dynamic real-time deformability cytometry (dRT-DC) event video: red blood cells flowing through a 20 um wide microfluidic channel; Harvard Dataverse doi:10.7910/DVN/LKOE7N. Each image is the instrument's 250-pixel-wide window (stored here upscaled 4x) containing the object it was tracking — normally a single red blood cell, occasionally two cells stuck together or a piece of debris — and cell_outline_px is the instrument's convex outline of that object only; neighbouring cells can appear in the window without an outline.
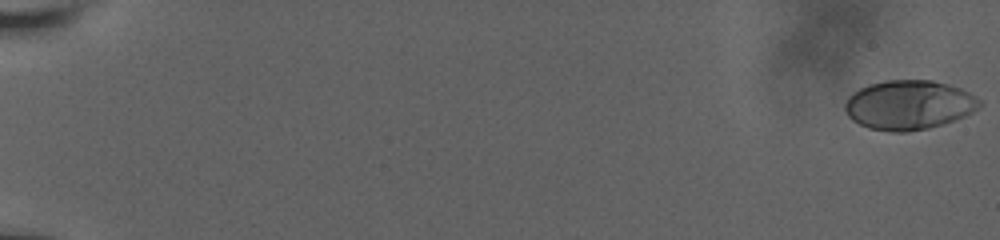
{"species": "human", "species_latin": "Homo sapiens", "temperature_condition": "room temperature", "stored_images_in_passage": 59, "camera_frame_rate_fps": 3000, "um_per_image_px": 0.085, "donor": {"sex": "male"}, "frame": {"image": 1, "passage_image": 1, "time_ms": 0.0, "image_size_px": [1000, 240], "cell_outline_px": [[984, 104], [980, 108], [964, 116], [928, 128], [908, 132], [888, 132], [868, 128], [852, 120], [848, 116], [844, 108], [844, 104], [848, 96], [852, 92], [868, 84], [884, 80], [932, 80], [948, 84], [960, 88], [968, 92], [980, 100]], "centroid_in_image_um": [77.23, 8.91], "position_along_channel_um": 7.8, "area_um2": 38.96}}
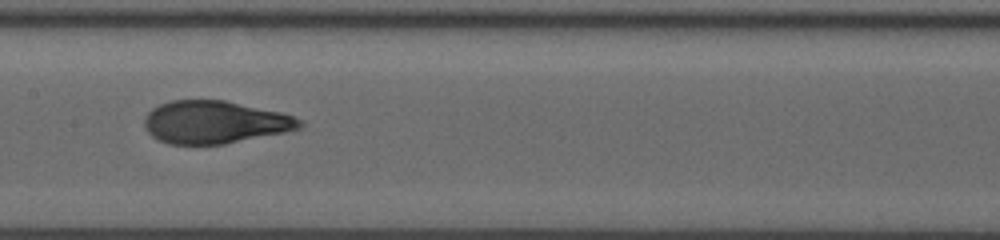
{"frame": {"image": 2, "passage_image": 33, "time_ms": 10.667, "image_size_px": [1000, 240], "cell_outline_px": [[304, 124], [300, 128], [284, 132], [224, 144], [168, 144], [152, 136], [144, 128], [144, 116], [152, 108], [160, 104], [172, 100], [224, 100], [280, 112], [292, 116], [300, 120]], "centroid_in_image_um": [18.21, 10.38], "position_along_channel_um": 189.2, "area_um2": 38.44}}
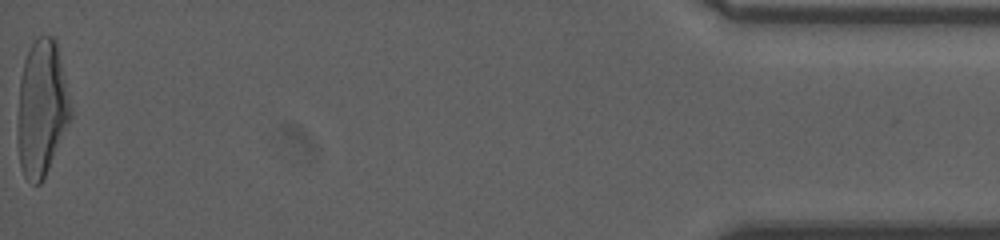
{"frame": {"image": 3, "passage_image": 59, "time_ms": 19.333, "image_size_px": [1000, 240], "cell_outline_px": [[72, 116], [48, 168], [40, 184], [32, 184], [24, 176], [20, 164], [16, 136], [20, 80], [24, 60], [32, 44], [40, 36], [52, 36], [56, 40], [72, 104]], "centroid_in_image_um": [3.55, 9.21], "position_along_channel_um": 431.7, "area_um2": 42.08}, "authors_computed_cell_mechanics": {"area_um2": 38.6104, "velocity_mm_per_s": 3.7993, "shape_relaxation_time_tau1_ms": 5.518, "shape_relaxation_time_tau2_ms": null, "deformation_change_tau1": 0.2339, "deformation_change_tau2": null}}